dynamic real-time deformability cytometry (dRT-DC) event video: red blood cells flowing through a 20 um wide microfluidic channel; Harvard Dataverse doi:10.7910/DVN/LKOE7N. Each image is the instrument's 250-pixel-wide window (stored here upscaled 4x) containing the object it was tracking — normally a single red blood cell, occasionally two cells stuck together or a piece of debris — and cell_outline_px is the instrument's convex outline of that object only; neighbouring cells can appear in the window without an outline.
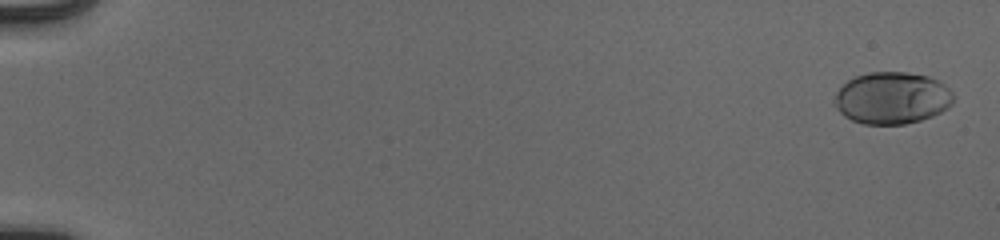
{"species": "human", "species_latin": "Homo sapiens", "temperature_condition": "cold", "stored_images_in_passage": 48, "camera_frame_rate_fps": 3000, "um_per_image_px": 0.085, "donor": {"sex": "male"}, "frame": {"image": 1, "passage_image": 2, "time_ms": 0.333, "image_size_px": [1000, 240], "cell_outline_px": [[952, 104], [948, 108], [932, 116], [920, 120], [904, 124], [864, 124], [852, 120], [844, 116], [832, 104], [836, 92], [848, 80], [856, 76], [868, 72], [904, 72], [928, 76], [944, 84], [952, 92]], "centroid_in_image_um": [75.79, 8.33], "position_along_channel_um": 9.2, "area_um2": 36.01}}
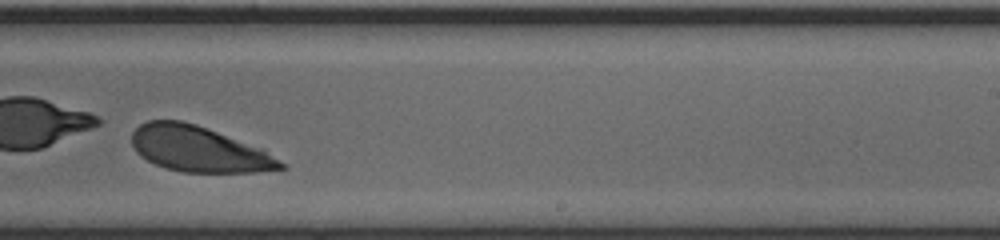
{"frame": {"image": 2, "passage_image": 38, "time_ms": 12.333, "image_size_px": [1000, 240], "cell_outline_px": [[288, 168], [256, 172], [184, 172], [164, 168], [140, 156], [136, 152], [132, 144], [132, 132], [140, 124], [148, 120], [180, 120], [196, 124], [260, 148], [288, 164]], "centroid_in_image_um": [16.89, 12.68], "position_along_channel_um": 272.1, "area_um2": 39.42}}
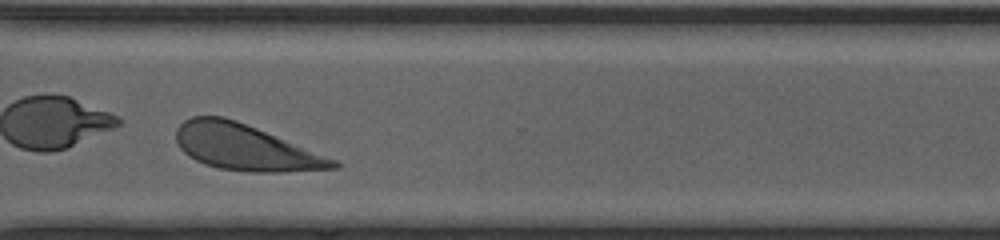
{"frame": {"image": 3, "passage_image": 44, "time_ms": 14.333, "image_size_px": [1000, 240], "cell_outline_px": [[340, 168], [284, 172], [248, 172], [220, 168], [204, 164], [188, 156], [180, 148], [176, 140], [176, 128], [184, 120], [192, 116], [224, 116], [236, 120], [336, 160], [340, 164]], "centroid_in_image_um": [20.8, 12.53], "position_along_channel_um": 349.8, "area_um2": 41.67}}